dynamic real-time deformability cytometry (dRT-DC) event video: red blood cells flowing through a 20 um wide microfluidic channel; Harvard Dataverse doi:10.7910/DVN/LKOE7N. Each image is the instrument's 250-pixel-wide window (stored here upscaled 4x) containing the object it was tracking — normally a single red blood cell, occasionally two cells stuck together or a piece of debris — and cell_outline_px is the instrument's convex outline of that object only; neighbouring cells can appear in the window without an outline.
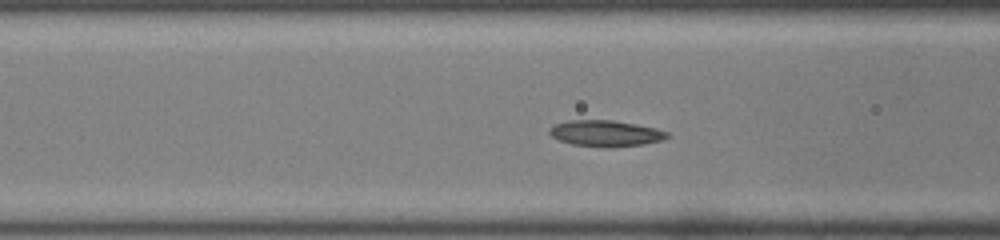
{"species": "common noctule bat (a hibernating species)", "species_latin": "Nyctalus noctula", "temperature_condition": "room temperature", "stored_images_in_passage": 45, "camera_frame_rate_fps": 3000, "um_per_image_px": 0.085, "animal": {"sex": "male", "body_mass_g": 19.0, "forearm_length_mm": 50.8}, "frame": {"image": 1, "passage_image": 13, "time_ms": 4.0, "image_size_px": [1000, 240], "cell_outline_px": [[668, 136], [660, 140], [644, 144], [612, 148], [604, 148], [572, 144], [560, 140], [552, 136], [548, 132], [548, 128], [552, 124], [568, 120], [612, 120], [636, 124], [656, 128], [668, 132]], "centroid_in_image_um": [51.43, 11.34], "position_along_channel_um": 115.2, "area_um2": 18.09}}
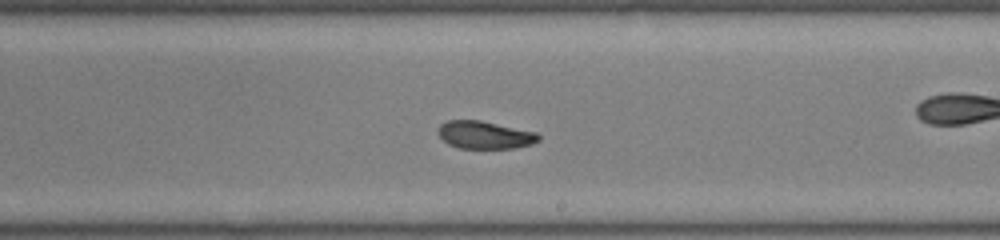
{"frame": {"image": 2, "passage_image": 23, "time_ms": 7.333, "image_size_px": [1000, 240], "cell_outline_px": [[540, 140], [532, 144], [516, 148], [456, 148], [448, 144], [436, 132], [436, 128], [440, 124], [448, 120], [480, 120], [536, 132], [540, 136]], "centroid_in_image_um": [41.18, 11.47], "position_along_channel_um": 247.8, "area_um2": 16.36}}
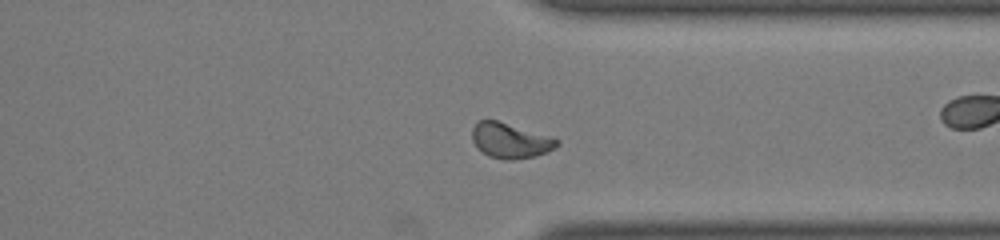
{"frame": {"image": 3, "passage_image": 32, "time_ms": 10.333, "image_size_px": [1000, 240], "cell_outline_px": [[560, 144], [556, 148], [548, 152], [536, 156], [512, 160], [504, 160], [488, 156], [476, 148], [472, 140], [472, 128], [480, 120], [496, 120], [552, 136], [560, 140]], "centroid_in_image_um": [43.4, 11.96], "position_along_channel_um": 368.0, "area_um2": 17.69}, "authors_computed_cell_mechanics": {"area_um2": 17.2822, "velocity_mm_per_s": 3.9944, "shape_relaxation_time_tau1_ms": 6.7512, "shape_relaxation_time_tau2_ms": 1.5526, "deformation_change_tau1": 0.1835, "deformation_change_tau2": 0.0595}}